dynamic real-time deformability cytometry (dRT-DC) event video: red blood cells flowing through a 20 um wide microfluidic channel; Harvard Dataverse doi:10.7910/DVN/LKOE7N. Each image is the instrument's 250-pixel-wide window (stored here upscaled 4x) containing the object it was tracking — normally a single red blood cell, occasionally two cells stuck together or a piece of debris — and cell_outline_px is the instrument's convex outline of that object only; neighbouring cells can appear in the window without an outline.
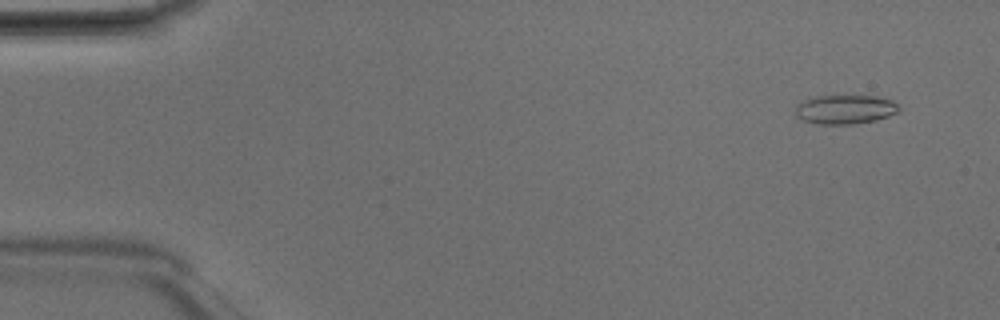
{"species": "Egyptian fruit bat (a non-hibernating species)", "species_latin": "Rousettus aegyptiacus", "temperature_condition": "room temperature", "stored_images_in_passage": 49, "camera_frame_rate_fps": 3000, "um_per_image_px": 0.085, "animal": {"sex": "male"}, "frame": {"image": 1, "passage_image": 4, "time_ms": 1.0, "image_size_px": [1000, 320], "cell_outline_px": [[900, 112], [876, 120], [852, 124], [816, 124], [804, 120], [796, 116], [792, 112], [796, 104], [800, 100], [816, 96], [876, 96], [892, 100], [900, 104]], "centroid_in_image_um": [71.81, 9.29], "position_along_channel_um": 13.2, "area_um2": 17.98}}
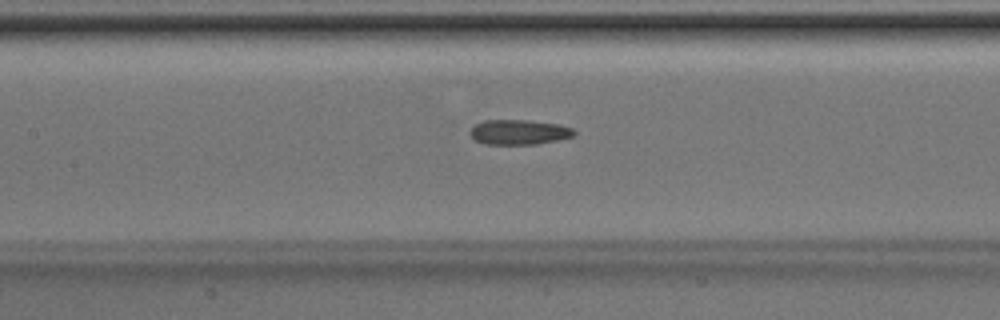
{"frame": {"image": 2, "passage_image": 23, "time_ms": 7.333, "image_size_px": [1000, 320], "cell_outline_px": [[576, 132], [572, 136], [556, 140], [536, 144], [484, 144], [476, 140], [468, 132], [476, 124], [484, 120], [528, 120], [560, 124], [572, 128]], "centroid_in_image_um": [44.11, 11.22], "position_along_channel_um": 163.3, "area_um2": 15.03}}
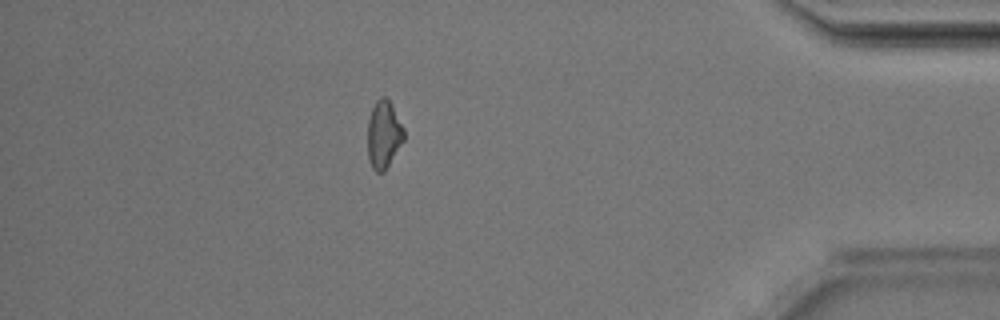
{"frame": {"image": 3, "passage_image": 43, "time_ms": 14.0, "image_size_px": [1000, 320], "cell_outline_px": [[404, 140], [384, 172], [376, 172], [372, 168], [368, 160], [368, 120], [372, 108], [376, 100], [380, 96], [384, 96], [392, 104], [404, 128]], "centroid_in_image_um": [32.61, 11.43], "position_along_channel_um": 402.6, "area_um2": 14.39}, "authors_computed_cell_mechanics": {"area_um2": 15.3748, "velocity_mm_per_s": 4.2122, "shape_relaxation_time_tau1_ms": null, "shape_relaxation_time_tau2_ms": 4.8299, "deformation_change_tau1": null, "deformation_change_tau2": 0.1437}}